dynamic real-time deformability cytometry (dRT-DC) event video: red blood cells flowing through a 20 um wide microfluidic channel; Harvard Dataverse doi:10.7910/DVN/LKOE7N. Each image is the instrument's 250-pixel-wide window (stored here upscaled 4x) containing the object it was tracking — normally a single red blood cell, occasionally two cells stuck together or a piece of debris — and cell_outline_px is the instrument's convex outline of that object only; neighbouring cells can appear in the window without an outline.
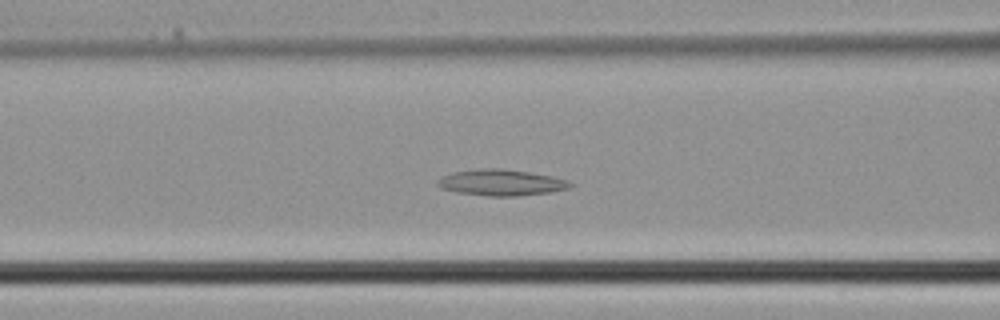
{"species": "common noctule bat (a hibernating species)", "species_latin": "Nyctalus noctula", "temperature_condition": "cold", "stored_images_in_passage": 39, "camera_frame_rate_fps": 3000, "um_per_image_px": 0.085, "animal": {"sex": "male", "body_mass_g": 21.5, "forearm_length_mm": 52.0}, "frame": {"image": 1, "passage_image": 15, "time_ms": 4.667, "image_size_px": [1000, 320], "cell_outline_px": [[576, 184], [568, 188], [552, 192], [516, 196], [488, 196], [456, 192], [440, 188], [436, 184], [436, 180], [440, 176], [452, 172], [480, 168], [500, 168], [528, 172], [552, 176], [568, 180]], "centroid_in_image_um": [42.58, 15.51], "position_along_channel_um": 124.0, "area_um2": 20.46}}
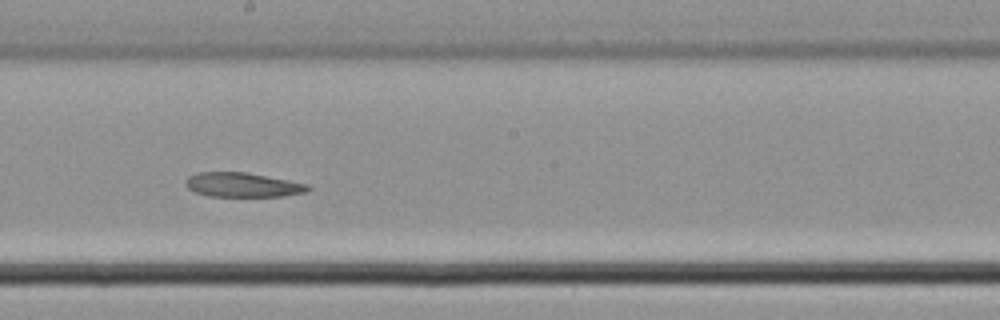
{"frame": {"image": 2, "passage_image": 21, "time_ms": 6.667, "image_size_px": [1000, 320], "cell_outline_px": [[312, 188], [308, 192], [284, 196], [208, 196], [196, 192], [188, 188], [184, 184], [184, 180], [188, 176], [196, 172], [248, 172], [308, 184]], "centroid_in_image_um": [20.62, 15.7], "position_along_channel_um": 227.6, "area_um2": 17.57}}
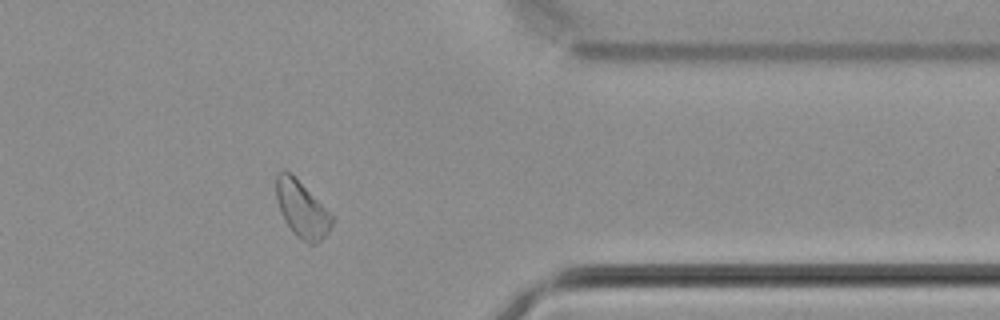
{"frame": {"image": 3, "passage_image": 31, "time_ms": 10.0, "image_size_px": [1000, 320], "cell_outline_px": [[336, 216], [328, 232], [316, 244], [308, 244], [296, 236], [284, 220], [280, 212], [276, 200], [276, 172], [284, 168], [292, 172]], "centroid_in_image_um": [25.67, 17.72], "position_along_channel_um": 385.7, "area_um2": 19.13}}